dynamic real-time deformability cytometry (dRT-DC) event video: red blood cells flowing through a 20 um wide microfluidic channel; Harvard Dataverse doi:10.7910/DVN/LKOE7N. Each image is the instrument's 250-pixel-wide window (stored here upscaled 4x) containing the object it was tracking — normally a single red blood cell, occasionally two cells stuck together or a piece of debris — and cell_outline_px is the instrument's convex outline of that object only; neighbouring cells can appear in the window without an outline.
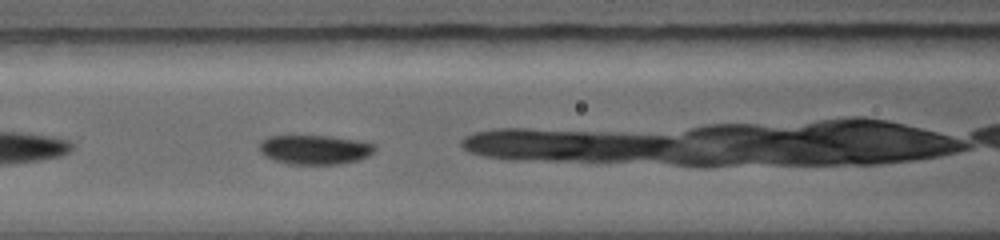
{"species": "common noctule bat (a hibernating species)", "species_latin": "Nyctalus noctula", "temperature_condition": "warm", "stored_images_in_passage": 5, "camera_frame_rate_fps": 5000, "um_per_image_px": 0.085, "animal": {"sex": "female", "body_mass_g": 19.0, "forearm_length_mm": 56.7}, "frame": {"image": 1, "passage_image": 4, "time_ms": 2.4, "image_size_px": [1000, 240], "cell_outline_px": [[376, 148], [368, 156], [360, 160], [340, 164], [288, 164], [264, 156], [260, 152], [260, 144], [264, 140], [272, 136], [320, 136], [348, 140], [372, 144]], "centroid_in_image_um": [26.72, 12.75], "position_along_channel_um": 139.9, "area_um2": 19.13}}